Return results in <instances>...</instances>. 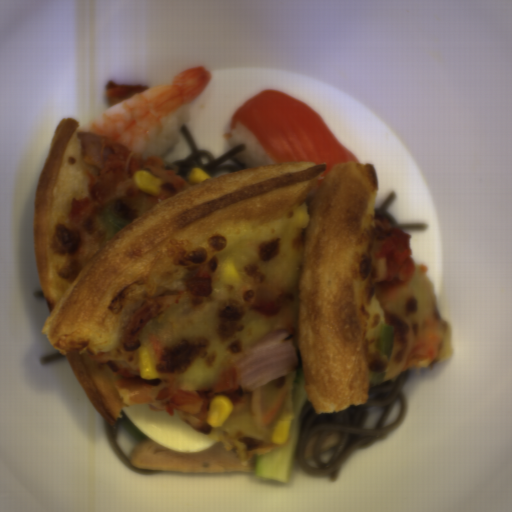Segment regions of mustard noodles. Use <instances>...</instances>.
I'll return each instance as SVG.
<instances>
[{"instance_id":"mustard-noodles-1","label":"mustard noodles","mask_w":512,"mask_h":512,"mask_svg":"<svg viewBox=\"0 0 512 512\" xmlns=\"http://www.w3.org/2000/svg\"><path fill=\"white\" fill-rule=\"evenodd\" d=\"M403 369L367 387L369 398L334 413H315L309 399L300 406L295 461L309 477L337 482L341 467L360 449H368L401 427L408 411Z\"/></svg>"},{"instance_id":"mustard-noodles-2","label":"mustard noodles","mask_w":512,"mask_h":512,"mask_svg":"<svg viewBox=\"0 0 512 512\" xmlns=\"http://www.w3.org/2000/svg\"><path fill=\"white\" fill-rule=\"evenodd\" d=\"M179 132L184 136L187 142L190 149V155L186 158H180L172 161L166 167L175 171L182 182L185 183L190 181L188 179V174L192 167L201 168L211 177L220 174L235 173L248 168L236 158V155L244 150L243 144H238L230 148L226 154L215 159L210 150L199 149L195 146L185 124L181 127Z\"/></svg>"},{"instance_id":"mustard-noodles-3","label":"mustard noodles","mask_w":512,"mask_h":512,"mask_svg":"<svg viewBox=\"0 0 512 512\" xmlns=\"http://www.w3.org/2000/svg\"><path fill=\"white\" fill-rule=\"evenodd\" d=\"M396 193L391 191L388 197L378 206L374 207V217L390 225L391 227H398L404 231H426L429 229L428 222L423 223H396L392 216L389 214V209L394 203Z\"/></svg>"},{"instance_id":"mustard-noodles-4","label":"mustard noodles","mask_w":512,"mask_h":512,"mask_svg":"<svg viewBox=\"0 0 512 512\" xmlns=\"http://www.w3.org/2000/svg\"><path fill=\"white\" fill-rule=\"evenodd\" d=\"M103 422H104V428H105L107 440H108L109 444L111 445L115 454L121 460V462L125 466H127L130 470L136 472L137 474H139L141 476L154 474L153 471L137 468L117 446V423L115 425H108L104 419H103Z\"/></svg>"},{"instance_id":"mustard-noodles-5","label":"mustard noodles","mask_w":512,"mask_h":512,"mask_svg":"<svg viewBox=\"0 0 512 512\" xmlns=\"http://www.w3.org/2000/svg\"><path fill=\"white\" fill-rule=\"evenodd\" d=\"M62 359H66L64 355H62L59 351L58 352H55L53 354H50V355H47L45 357H42L41 359V364H47V363H50V362H54V361H58V360H62Z\"/></svg>"}]
</instances>
